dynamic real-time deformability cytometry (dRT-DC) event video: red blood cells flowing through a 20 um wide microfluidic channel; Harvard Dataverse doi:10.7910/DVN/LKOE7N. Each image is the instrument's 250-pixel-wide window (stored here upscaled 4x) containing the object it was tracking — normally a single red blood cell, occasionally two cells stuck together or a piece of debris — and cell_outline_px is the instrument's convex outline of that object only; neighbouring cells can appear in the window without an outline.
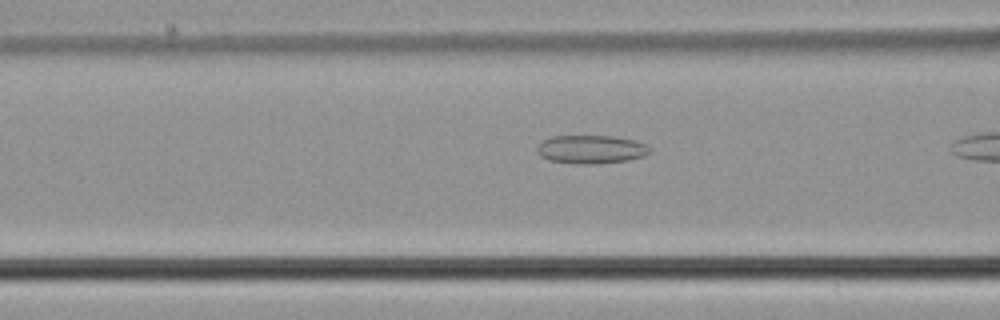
{"species": "common noctule bat (a hibernating species)", "species_latin": "Nyctalus noctula", "temperature_condition": "cold", "stored_images_in_passage": 18, "camera_frame_rate_fps": 3000, "um_per_image_px": 0.085, "animal": {"sex": "male", "body_mass_g": 21.5, "forearm_length_mm": 52.0}, "frame": {"image": 1, "passage_image": 16, "time_ms": 5.0, "image_size_px": [1000, 320], "cell_outline_px": [[648, 152], [644, 156], [628, 160], [596, 164], [576, 164], [548, 160], [540, 156], [536, 148], [544, 140], [552, 136], [612, 136], [632, 140], [644, 144], [648, 148]], "centroid_in_image_um": [50.19, 12.71], "position_along_channel_um": 116.4, "area_um2": 18.44}}